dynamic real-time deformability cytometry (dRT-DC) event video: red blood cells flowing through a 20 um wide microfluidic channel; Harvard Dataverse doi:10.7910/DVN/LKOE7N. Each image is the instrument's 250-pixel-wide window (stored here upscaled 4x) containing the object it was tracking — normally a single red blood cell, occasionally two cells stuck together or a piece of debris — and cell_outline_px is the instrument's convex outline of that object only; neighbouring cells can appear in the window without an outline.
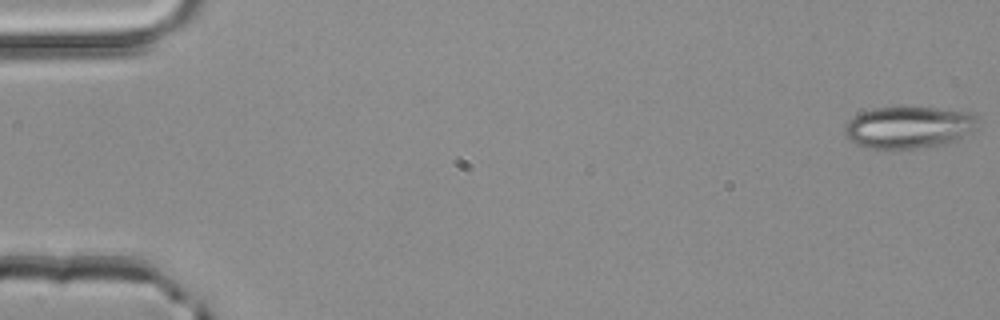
{"species": "common noctule bat (a hibernating species)", "species_latin": "Nyctalus noctula", "temperature_condition": "room temperature", "stored_images_in_passage": 3, "camera_frame_rate_fps": 3000, "um_per_image_px": 0.085, "animal": {"sex": "male", "body_mass_g": 20.4}, "frame": {"image": 1, "passage_image": 1, "time_ms": 0.0, "image_size_px": [1000, 320], "cell_outline_px": [[980, 128], [948, 144], [916, 148], [864, 148], [856, 144], [844, 132], [844, 128], [848, 120], [852, 116], [860, 112], [876, 108], [900, 104], [972, 112], [980, 116]], "centroid_in_image_um": [77.32, 10.77], "position_along_channel_um": 7.7, "area_um2": 33.76}}